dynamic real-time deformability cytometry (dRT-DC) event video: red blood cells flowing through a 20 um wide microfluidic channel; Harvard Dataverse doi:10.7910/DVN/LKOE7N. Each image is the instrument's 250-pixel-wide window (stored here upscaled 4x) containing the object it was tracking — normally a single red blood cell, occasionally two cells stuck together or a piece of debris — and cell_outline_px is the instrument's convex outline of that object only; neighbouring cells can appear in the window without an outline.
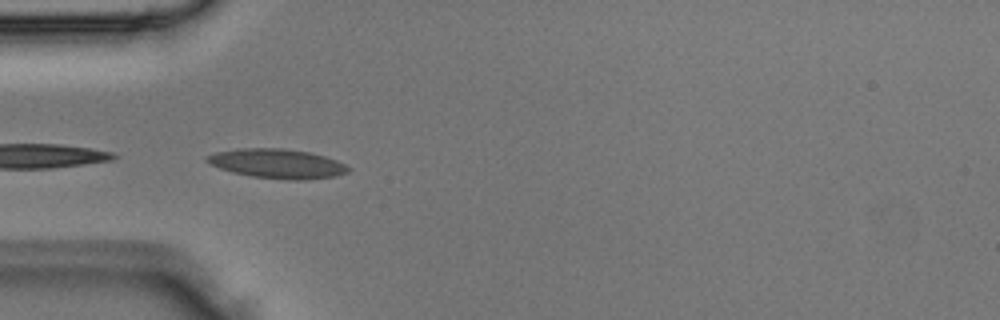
{"species": "Egyptian fruit bat (a non-hibernating species)", "species_latin": "Rousettus aegyptiacus", "temperature_condition": "room temperature", "stored_images_in_passage": 4, "camera_frame_rate_fps": 3000, "um_per_image_px": 0.085, "animal": {"sex": "male"}, "frame": {"image": 1, "passage_image": 4, "time_ms": 1.0, "image_size_px": [1000, 320], "cell_outline_px": [[352, 168], [348, 172], [336, 176], [304, 180], [284, 180], [252, 176], [232, 172], [208, 164], [204, 160], [208, 156], [216, 152], [236, 148], [280, 148], [308, 152], [324, 156], [336, 160]], "centroid_in_image_um": [23.56, 13.91], "position_along_channel_um": 61.4, "area_um2": 24.28}}